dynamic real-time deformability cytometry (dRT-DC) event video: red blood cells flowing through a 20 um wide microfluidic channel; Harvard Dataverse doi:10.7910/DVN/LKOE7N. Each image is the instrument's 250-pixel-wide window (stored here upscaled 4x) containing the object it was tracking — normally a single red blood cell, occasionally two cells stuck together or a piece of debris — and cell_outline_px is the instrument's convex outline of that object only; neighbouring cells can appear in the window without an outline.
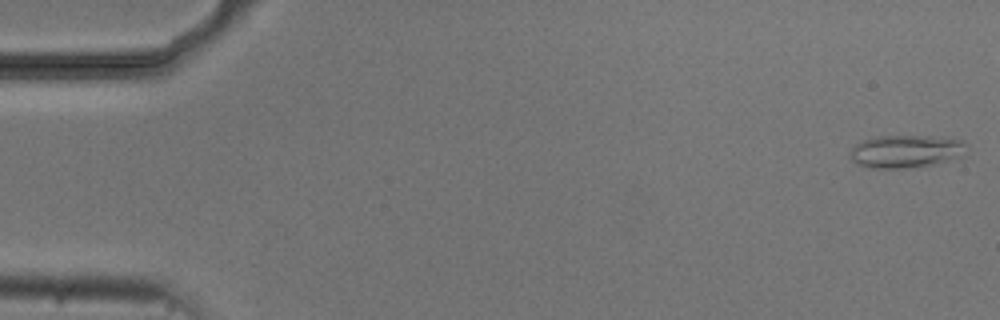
{"species": "common noctule bat (a hibernating species)", "species_latin": "Nyctalus noctula", "temperature_condition": "cold", "stored_images_in_passage": 5, "camera_frame_rate_fps": 3000, "um_per_image_px": 0.085, "animal": {"sex": "male", "body_mass_g": 20.5, "forearm_length_mm": 52.5}, "frame": {"image": 1, "passage_image": 1, "time_ms": 0.0, "image_size_px": [1000, 320], "cell_outline_px": [[968, 144], [964, 156], [932, 164], [904, 168], [872, 168], [856, 164], [848, 156], [852, 148], [856, 144], [864, 140], [876, 136], [948, 136], [964, 140]], "centroid_in_image_um": [77.05, 12.84], "position_along_channel_um": 7.9, "area_um2": 22.6}}